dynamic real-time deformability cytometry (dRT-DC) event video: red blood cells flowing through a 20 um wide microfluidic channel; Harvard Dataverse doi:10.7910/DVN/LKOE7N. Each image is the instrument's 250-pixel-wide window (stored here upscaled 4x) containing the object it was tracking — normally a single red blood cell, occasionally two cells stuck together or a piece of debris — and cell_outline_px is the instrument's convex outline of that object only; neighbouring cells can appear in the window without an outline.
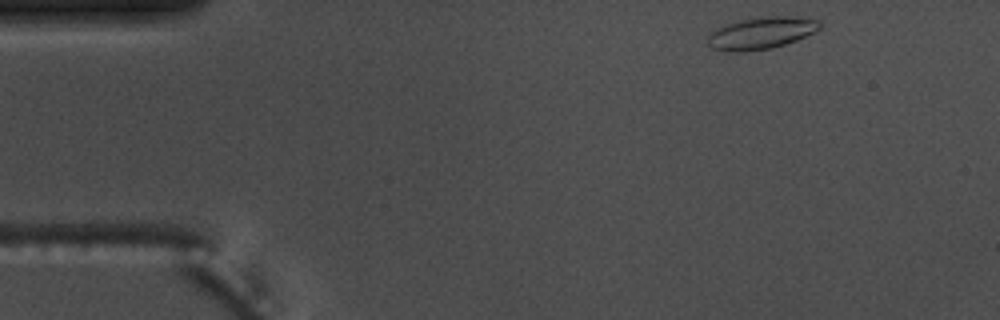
{"species": "common noctule bat (a hibernating species)", "species_latin": "Nyctalus noctula", "temperature_condition": "warm", "stored_images_in_passage": 41, "camera_frame_rate_fps": 3000, "um_per_image_px": 0.085, "animal": {"sex": "male", "body_mass_g": 17.5, "forearm_length_mm": 52.3}, "frame": {"image": 1, "passage_image": 1, "time_ms": 0.0, "image_size_px": [1000, 320], "cell_outline_px": [[820, 28], [796, 40], [772, 48], [744, 52], [736, 52], [712, 48], [708, 44], [708, 36], [712, 32], [728, 24], [740, 20], [768, 16], [784, 16], [820, 20]], "centroid_in_image_um": [64.7, 2.82], "position_along_channel_um": 20.3, "area_um2": 20.35}}
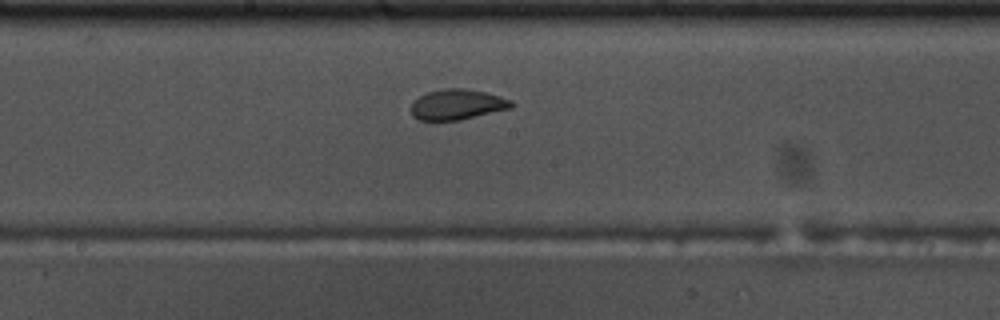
{"frame": {"image": 2, "passage_image": 23, "time_ms": 7.333, "image_size_px": [1000, 320], "cell_outline_px": [[516, 104], [512, 108], [460, 120], [420, 120], [412, 116], [412, 104], [420, 96], [428, 92], [444, 88], [464, 88], [484, 92], [500, 96], [512, 100]], "centroid_in_image_um": [38.91, 8.88], "position_along_channel_um": 209.3, "area_um2": 17.74}}
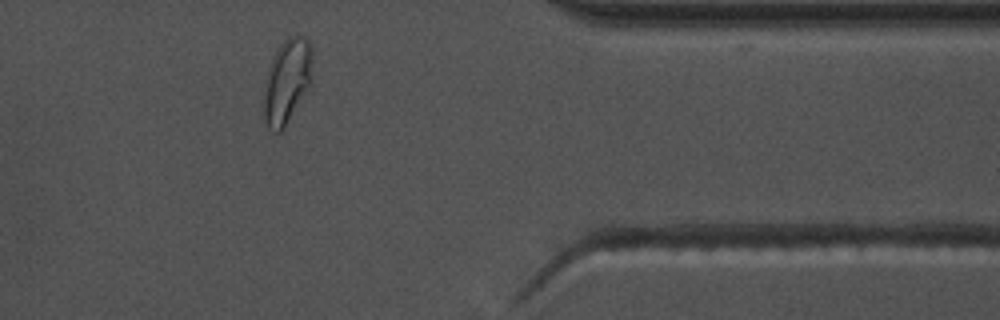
{"frame": {"image": 3, "passage_image": 39, "time_ms": 12.667, "image_size_px": [1000, 320], "cell_outline_px": [[312, 84], [284, 128], [280, 132], [276, 132], [268, 128], [264, 120], [264, 92], [272, 60], [276, 52], [284, 40], [288, 36], [296, 32], [308, 40], [312, 48]], "centroid_in_image_um": [24.44, 6.89], "position_along_channel_um": 387.0, "area_um2": 23.99}, "authors_computed_cell_mechanics": {"area_um2": 18.3226, "velocity_mm_per_s": 3.6987, "shape_relaxation_time_tau1_ms": 4.7932, "shape_relaxation_time_tau2_ms": 1.3069, "deformation_change_tau1": 0.1811, "deformation_change_tau2": 0.0633}}